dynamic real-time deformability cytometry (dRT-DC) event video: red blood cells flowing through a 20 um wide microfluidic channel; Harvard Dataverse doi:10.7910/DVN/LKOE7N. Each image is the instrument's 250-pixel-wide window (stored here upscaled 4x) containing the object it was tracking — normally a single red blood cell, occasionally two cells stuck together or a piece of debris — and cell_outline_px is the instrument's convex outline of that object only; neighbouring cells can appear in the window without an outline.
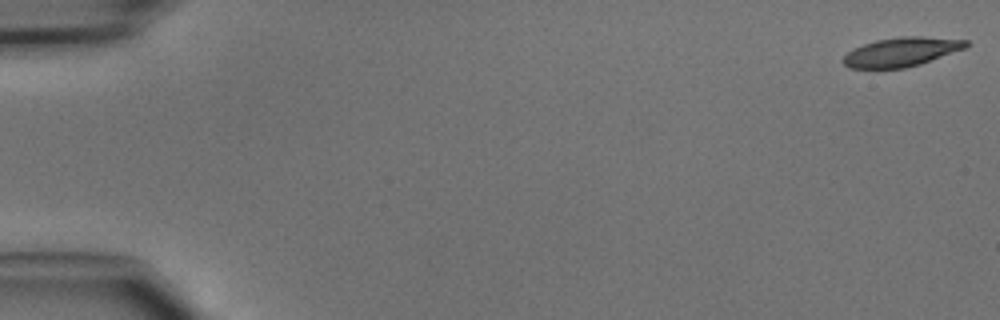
{"species": "common noctule bat (a hibernating species)", "species_latin": "Nyctalus noctula", "temperature_condition": "cold", "stored_images_in_passage": 47, "camera_frame_rate_fps": 3000, "um_per_image_px": 0.085, "animal": {"sex": "male", "body_mass_g": 15.6}, "frame": {"image": 1, "passage_image": 1, "time_ms": 0.0, "image_size_px": [1000, 320], "cell_outline_px": [[972, 44], [964, 48], [920, 64], [904, 68], [848, 68], [840, 60], [848, 52], [864, 44], [876, 40], [900, 36], [920, 36], [968, 40]], "centroid_in_image_um": [76.62, 4.41], "position_along_channel_um": 8.4, "area_um2": 20.69}}
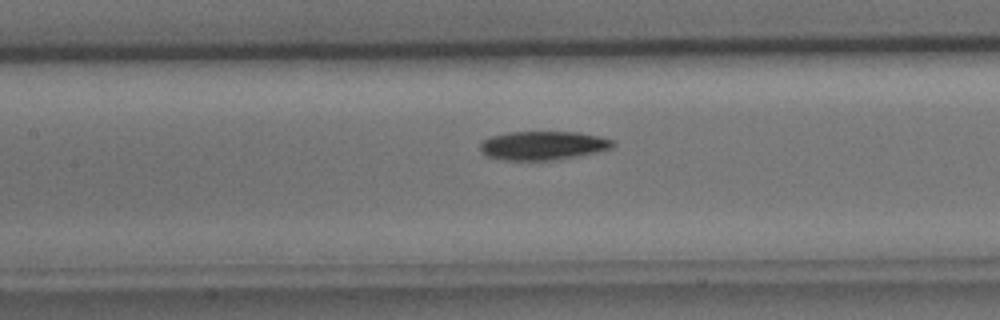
{"frame": {"image": 2, "passage_image": 22, "time_ms": 7.0, "image_size_px": [1000, 320], "cell_outline_px": [[616, 144], [612, 148], [596, 152], [556, 160], [504, 160], [488, 156], [480, 152], [480, 144], [484, 140], [492, 136], [508, 132], [576, 132], [596, 136], [612, 140]], "centroid_in_image_um": [46.13, 12.37], "position_along_channel_um": 161.3, "area_um2": 22.08}}
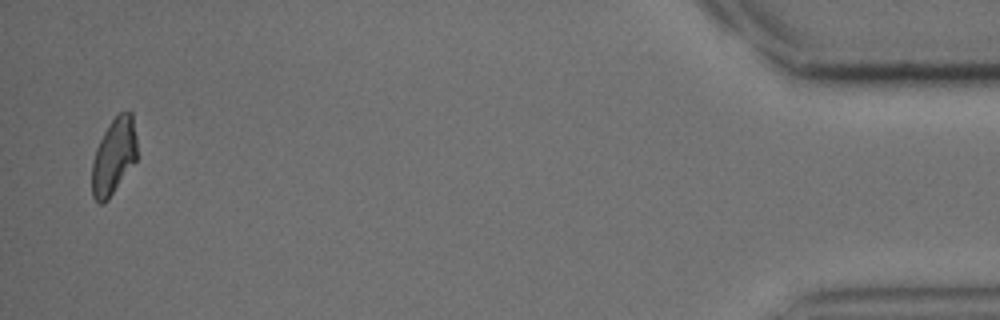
{"frame": {"image": 3, "passage_image": 46, "time_ms": 15.0, "image_size_px": [1000, 320], "cell_outline_px": [[136, 160], [108, 200], [104, 204], [100, 204], [92, 196], [92, 160], [96, 148], [104, 132], [112, 120], [120, 112], [132, 112], [136, 136]], "centroid_in_image_um": [9.66, 13.31], "position_along_channel_um": 425.5, "area_um2": 19.88}}